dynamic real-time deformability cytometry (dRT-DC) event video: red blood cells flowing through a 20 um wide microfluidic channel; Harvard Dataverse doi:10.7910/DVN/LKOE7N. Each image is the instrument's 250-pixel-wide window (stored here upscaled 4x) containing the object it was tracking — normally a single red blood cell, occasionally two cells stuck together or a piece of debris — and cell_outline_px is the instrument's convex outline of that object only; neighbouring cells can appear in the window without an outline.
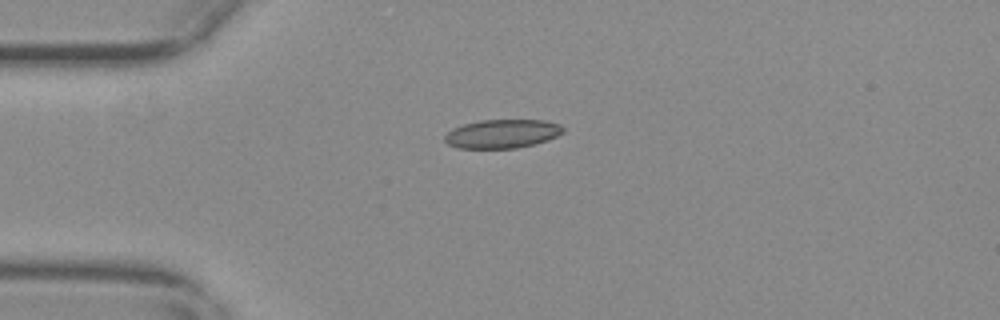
{"species": "common noctule bat (a hibernating species)", "species_latin": "Nyctalus noctula", "temperature_condition": "warm", "stored_images_in_passage": 43, "camera_frame_rate_fps": 3000, "um_per_image_px": 0.085, "animal": {"sex": "female", "body_mass_g": 29.2, "forearm_length_mm": 56.3}, "frame": {"image": 1, "passage_image": 1, "time_ms": 0.0, "image_size_px": [1000, 320], "cell_outline_px": [[564, 132], [556, 136], [532, 144], [516, 148], [460, 148], [448, 144], [444, 140], [444, 136], [452, 128], [464, 124], [480, 120], [544, 120], [560, 124], [564, 128]], "centroid_in_image_um": [42.67, 11.36], "position_along_channel_um": 42.3, "area_um2": 19.65}}
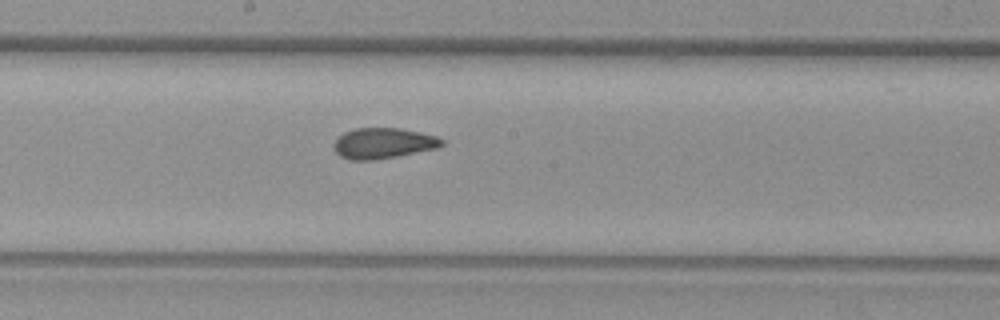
{"frame": {"image": 2, "passage_image": 17, "time_ms": 5.333, "image_size_px": [1000, 320], "cell_outline_px": [[444, 144], [436, 148], [396, 156], [372, 160], [352, 160], [340, 156], [336, 152], [336, 140], [344, 132], [356, 128], [400, 128], [436, 136], [444, 140]], "centroid_in_image_um": [32.59, 12.17], "position_along_channel_um": 215.6, "area_um2": 18.9}}
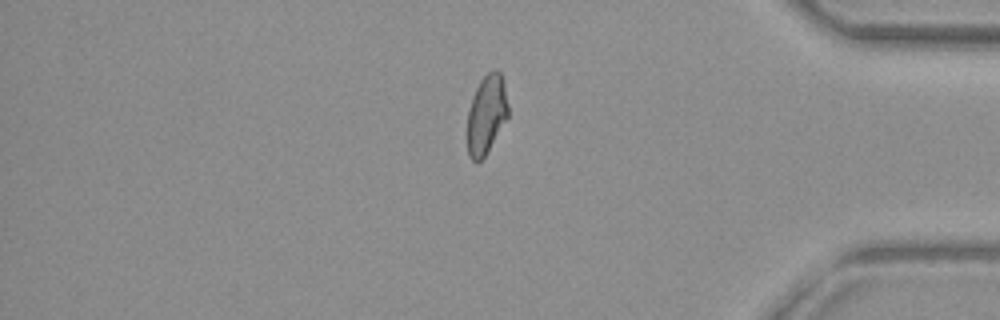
{"frame": {"image": 3, "passage_image": 34, "time_ms": 11.0, "image_size_px": [1000, 320], "cell_outline_px": [[508, 116], [484, 156], [476, 164], [468, 156], [468, 112], [472, 96], [480, 80], [488, 72], [496, 68], [500, 72], [504, 84], [508, 104]], "centroid_in_image_um": [41.34, 9.7], "position_along_channel_um": 393.9, "area_um2": 18.55}, "authors_computed_cell_mechanics": {"area_um2": 19.4208, "velocity_mm_per_s": 3.6753, "shape_relaxation_time_tau1_ms": null, "shape_relaxation_time_tau2_ms": 1.4371, "deformation_change_tau1": null, "deformation_change_tau2": 0.0598}}